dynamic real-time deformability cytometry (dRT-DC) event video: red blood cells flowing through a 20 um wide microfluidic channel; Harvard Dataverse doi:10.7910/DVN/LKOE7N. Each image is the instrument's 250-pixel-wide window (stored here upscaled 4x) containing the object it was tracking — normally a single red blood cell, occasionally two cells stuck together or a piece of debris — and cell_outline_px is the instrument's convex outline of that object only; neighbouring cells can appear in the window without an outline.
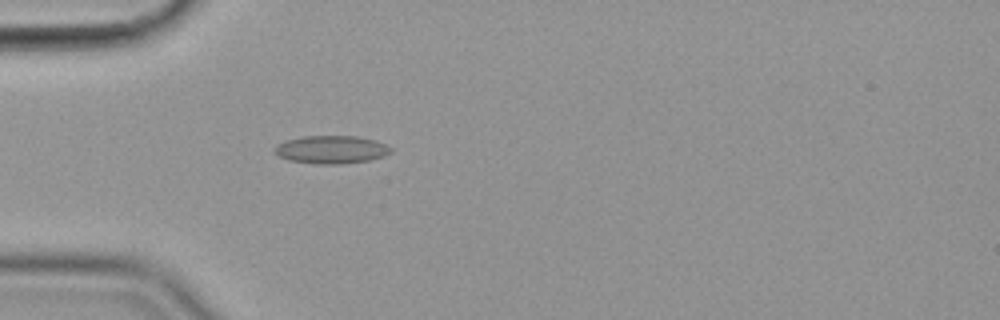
{"species": "common noctule bat (a hibernating species)", "species_latin": "Nyctalus noctula", "temperature_condition": "cold", "stored_images_in_passage": 56, "camera_frame_rate_fps": 3000, "um_per_image_px": 0.085, "animal": {"sex": "female", "body_mass_g": 19.9}, "frame": {"image": 1, "passage_image": 17, "time_ms": 5.333, "image_size_px": [1000, 320], "cell_outline_px": [[392, 152], [384, 156], [368, 160], [340, 164], [316, 164], [288, 160], [272, 152], [276, 144], [284, 140], [304, 136], [356, 136], [376, 140], [392, 148]], "centroid_in_image_um": [28.13, 12.71], "position_along_channel_um": 56.9, "area_um2": 19.07}}
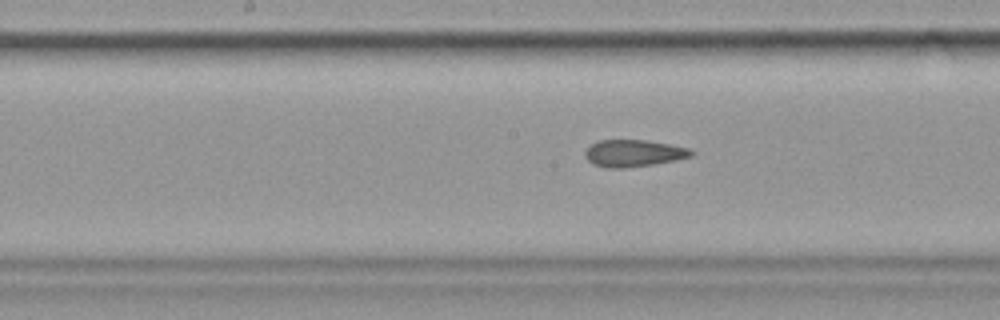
{"frame": {"image": 2, "passage_image": 29, "time_ms": 9.333, "image_size_px": [1000, 320], "cell_outline_px": [[696, 152], [692, 156], [676, 160], [652, 164], [624, 168], [608, 168], [592, 164], [584, 156], [584, 152], [592, 144], [600, 140], [648, 140], [688, 148]], "centroid_in_image_um": [53.85, 13.02], "position_along_channel_um": 194.3, "area_um2": 16.65}}
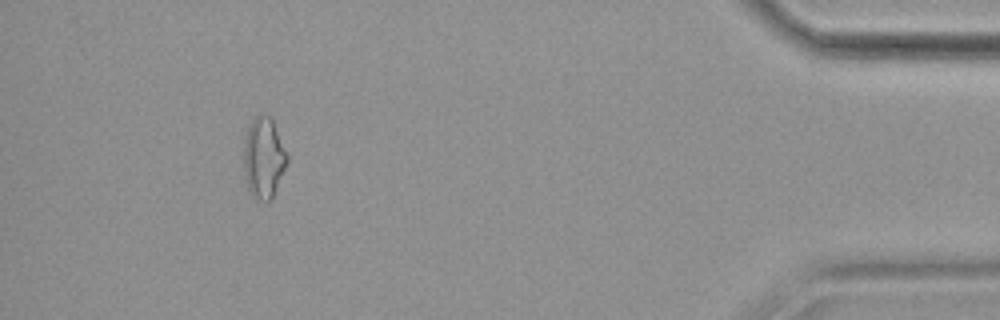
{"frame": {"image": 3, "passage_image": 52, "time_ms": 17.0, "image_size_px": [1000, 320], "cell_outline_px": [[288, 160], [272, 200], [260, 200], [252, 196], [248, 188], [244, 176], [244, 140], [248, 128], [252, 120], [260, 112], [272, 116], [288, 152]], "centroid_in_image_um": [22.43, 13.36], "position_along_channel_um": 412.8, "area_um2": 20.87}, "authors_computed_cell_mechanics": {"area_um2": 18.2937, "velocity_mm_per_s": 3.5852, "shape_relaxation_time_tau1_ms": null, "shape_relaxation_time_tau2_ms": 3.1782, "deformation_change_tau1": null, "deformation_change_tau2": 0.119}}